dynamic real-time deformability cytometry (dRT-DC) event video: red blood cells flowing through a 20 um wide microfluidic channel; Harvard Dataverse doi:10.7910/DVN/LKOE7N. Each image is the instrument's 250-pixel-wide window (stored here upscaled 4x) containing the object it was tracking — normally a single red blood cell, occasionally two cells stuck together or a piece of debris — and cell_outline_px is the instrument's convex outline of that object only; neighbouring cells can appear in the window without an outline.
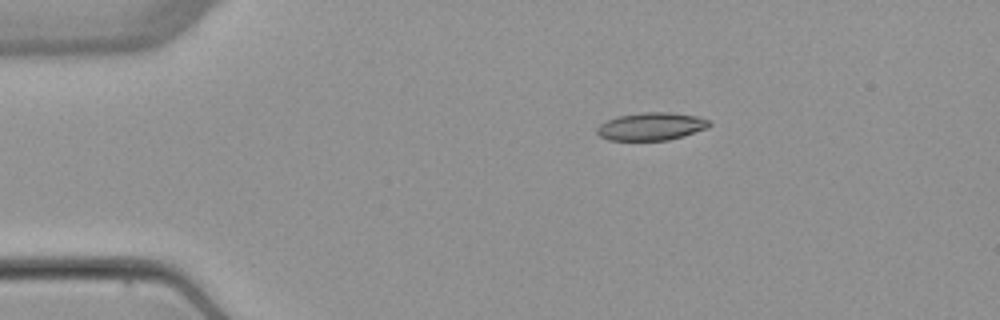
{"species": "common noctule bat (a hibernating species)", "species_latin": "Nyctalus noctula", "temperature_condition": "warm", "stored_images_in_passage": 5, "camera_frame_rate_fps": 3000, "um_per_image_px": 0.085, "animal": {"sex": "female", "body_mass_g": 22.7, "forearm_length_mm": 54.2}, "frame": {"image": 1, "passage_image": 2, "time_ms": 1.0, "image_size_px": [1000, 320], "cell_outline_px": [[712, 124], [708, 128], [684, 136], [668, 140], [608, 140], [600, 136], [596, 132], [596, 128], [600, 124], [616, 116], [644, 112], [672, 112], [696, 116], [708, 120]], "centroid_in_image_um": [55.36, 10.74], "position_along_channel_um": 29.6, "area_um2": 18.26}}
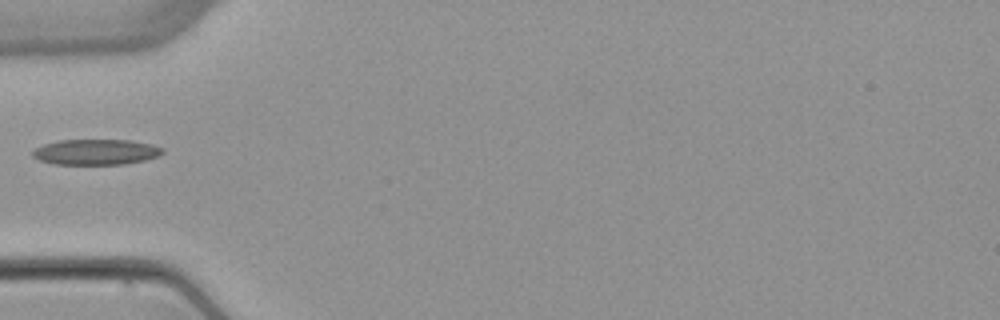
{"frame": {"image": 2, "passage_image": 4, "time_ms": 3.667, "image_size_px": [1000, 320], "cell_outline_px": [[164, 152], [160, 156], [144, 160], [124, 164], [56, 164], [40, 160], [32, 156], [32, 152], [36, 148], [44, 144], [56, 140], [128, 140], [152, 144], [164, 148]], "centroid_in_image_um": [8.18, 12.91], "position_along_channel_um": 76.8, "area_um2": 19.36}}
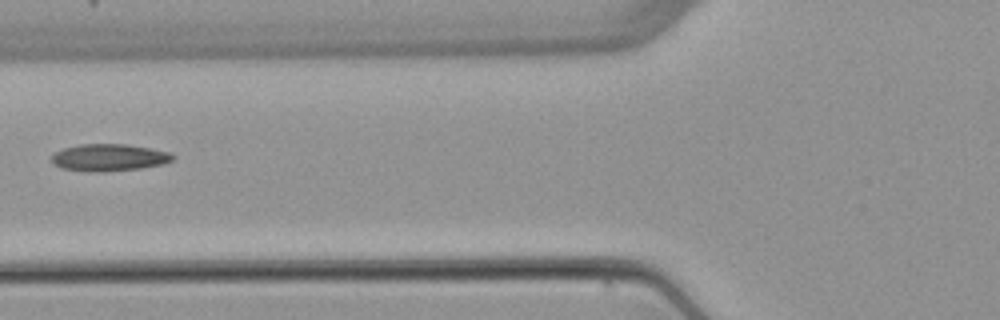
{"frame": {"image": 3, "passage_image": 5, "time_ms": 4.667, "image_size_px": [1000, 320], "cell_outline_px": [[176, 156], [172, 160], [164, 164], [140, 168], [104, 172], [84, 172], [60, 168], [52, 164], [52, 156], [56, 152], [64, 148], [80, 144], [124, 144], [172, 152]], "centroid_in_image_um": [9.26, 13.4], "position_along_channel_um": 116.5, "area_um2": 19.31}}